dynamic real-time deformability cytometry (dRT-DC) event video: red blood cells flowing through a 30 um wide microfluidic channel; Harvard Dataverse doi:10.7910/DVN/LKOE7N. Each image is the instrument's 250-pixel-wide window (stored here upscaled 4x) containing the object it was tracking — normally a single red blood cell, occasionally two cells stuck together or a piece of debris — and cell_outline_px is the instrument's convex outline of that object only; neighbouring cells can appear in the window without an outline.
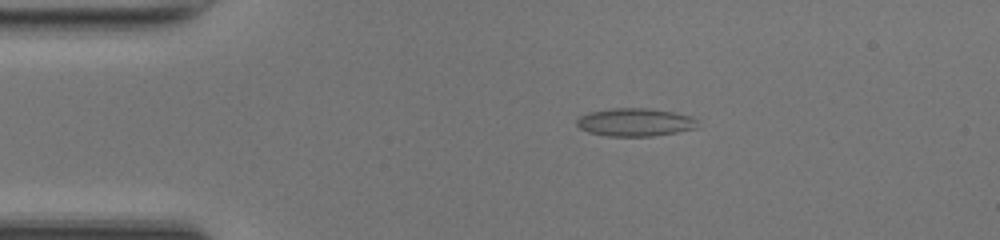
{"species": "common noctule bat (a hibernating species)", "species_latin": "Nyctalus noctula", "temperature_condition": "room temperature", "stored_images_in_passage": 48, "camera_frame_rate_fps": 3000, "um_per_image_px": 0.085, "animal": {"sex": "female", "body_mass_g": 17.0, "forearm_length_mm": 48.0}, "frame": {"image": 1, "passage_image": 9, "time_ms": 2.667, "image_size_px": [1000, 240], "cell_outline_px": [[696, 128], [676, 132], [652, 136], [608, 136], [588, 132], [580, 128], [576, 124], [576, 120], [580, 116], [588, 112], [612, 108], [648, 108], [672, 112], [692, 116], [696, 120]], "centroid_in_image_um": [53.94, 10.38], "position_along_channel_um": 31.1, "area_um2": 19.65}}
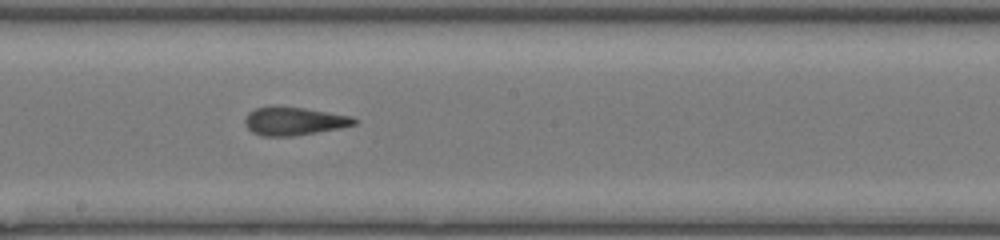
{"frame": {"image": 2, "passage_image": 26, "time_ms": 8.333, "image_size_px": [1000, 240], "cell_outline_px": [[360, 120], [356, 124], [340, 128], [292, 136], [264, 136], [252, 132], [244, 124], [244, 120], [248, 112], [256, 108], [276, 104], [304, 108], [352, 116]], "centroid_in_image_um": [24.97, 10.27], "position_along_channel_um": 223.2, "area_um2": 18.26}}
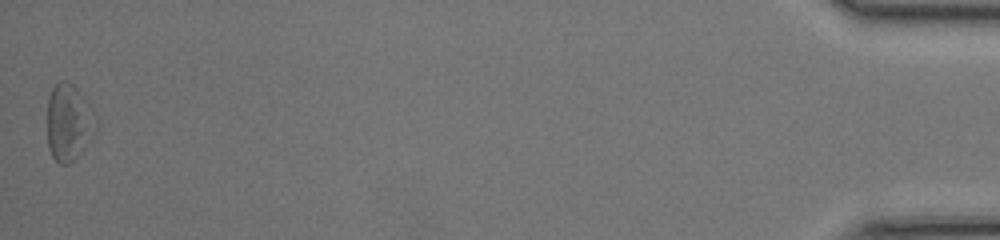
{"frame": {"image": 3, "passage_image": 48, "time_ms": 15.667, "image_size_px": [1000, 240], "cell_outline_px": [[80, 136], [76, 156], [68, 164], [60, 164], [52, 156], [48, 148], [48, 96], [52, 88], [60, 80], [64, 80], [72, 84], [76, 88], [80, 96]], "centroid_in_image_um": [5.43, 10.36], "position_along_channel_um": 429.8, "area_um2": 16.88}, "authors_computed_cell_mechanics": {"area_um2": 18.2937, "velocity_mm_per_s": 4.2442, "shape_relaxation_time_tau1_ms": 5.31, "shape_relaxation_time_tau2_ms": 2.0565, "deformation_change_tau1": 0.1677, "deformation_change_tau2": 0.1135}}